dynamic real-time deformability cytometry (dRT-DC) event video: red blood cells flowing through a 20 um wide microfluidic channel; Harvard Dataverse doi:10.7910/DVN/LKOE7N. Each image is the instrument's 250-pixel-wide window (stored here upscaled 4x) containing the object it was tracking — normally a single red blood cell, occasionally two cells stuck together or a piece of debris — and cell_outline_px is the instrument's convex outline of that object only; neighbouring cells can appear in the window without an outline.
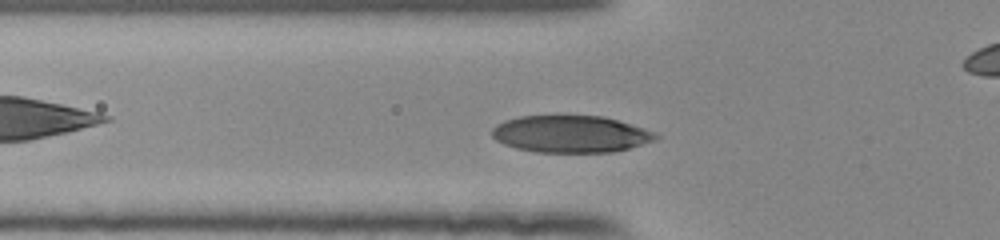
{"species": "human", "species_latin": "Homo sapiens", "temperature_condition": "room temperature", "stored_images_in_passage": 40, "camera_frame_rate_fps": 3000, "um_per_image_px": 0.085, "donor": {"sex": "female"}, "frame": {"image": 1, "passage_image": 12, "time_ms": 3.667, "image_size_px": [1000, 240], "cell_outline_px": [[660, 136], [656, 140], [628, 148], [612, 152], [536, 152], [516, 148], [504, 144], [496, 140], [492, 136], [492, 128], [496, 124], [504, 120], [520, 116], [604, 116], [644, 128]], "centroid_in_image_um": [48.48, 11.39], "position_along_channel_um": 77.3, "area_um2": 35.2}}
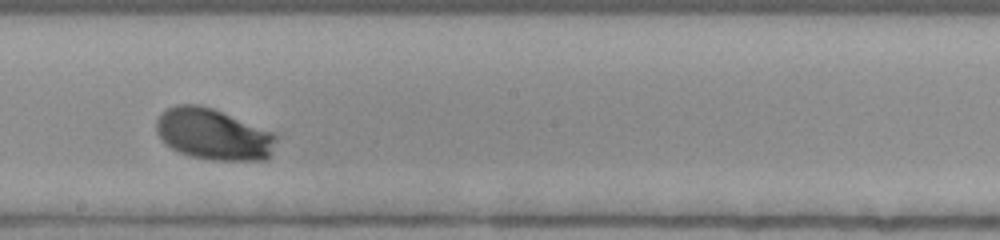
{"frame": {"image": 2, "passage_image": 24, "time_ms": 7.667, "image_size_px": [1000, 240], "cell_outline_px": [[276, 140], [268, 160], [212, 160], [192, 156], [180, 152], [172, 148], [160, 140], [156, 132], [156, 120], [160, 112], [176, 104], [200, 104], [212, 108], [272, 132], [276, 136]], "centroid_in_image_um": [18.08, 11.41], "position_along_channel_um": 230.1, "area_um2": 35.72}}
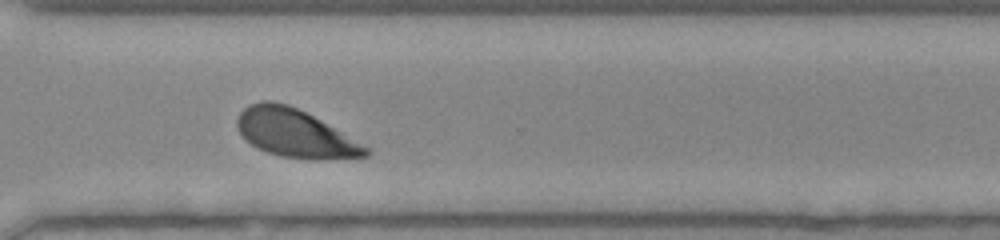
{"frame": {"image": 3, "passage_image": 33, "time_ms": 10.667, "image_size_px": [1000, 240], "cell_outline_px": [[372, 152], [368, 156], [316, 160], [312, 160], [280, 156], [256, 148], [244, 140], [236, 124], [236, 120], [240, 112], [248, 104], [264, 100], [272, 100], [288, 104], [320, 120], [372, 148]], "centroid_in_image_um": [25.08, 11.34], "position_along_channel_um": 345.5, "area_um2": 36.24}}